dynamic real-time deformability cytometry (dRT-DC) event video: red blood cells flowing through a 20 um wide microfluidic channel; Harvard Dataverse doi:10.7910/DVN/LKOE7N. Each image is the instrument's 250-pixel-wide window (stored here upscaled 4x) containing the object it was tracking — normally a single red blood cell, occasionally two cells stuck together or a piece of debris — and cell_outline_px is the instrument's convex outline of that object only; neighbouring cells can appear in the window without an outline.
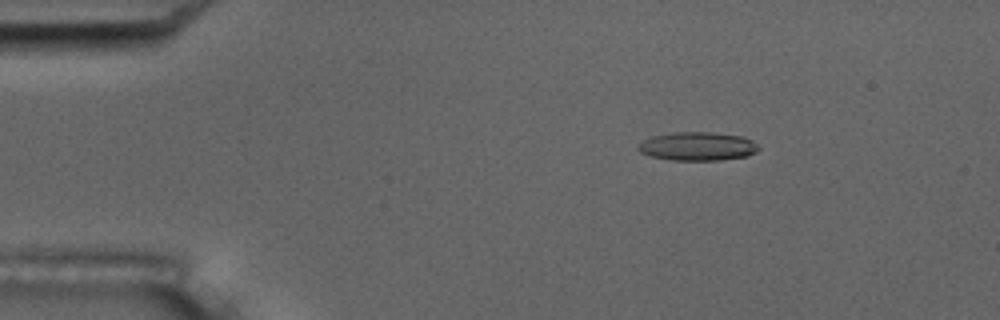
{"species": "common noctule bat (a hibernating species)", "species_latin": "Nyctalus noctula", "temperature_condition": "room temperature", "stored_images_in_passage": 5, "camera_frame_rate_fps": 3000, "um_per_image_px": 0.085, "animal": {"sex": "male", "body_mass_g": 17.5, "forearm_length_mm": 52.3}, "frame": {"image": 1, "passage_image": 3, "time_ms": 2.333, "image_size_px": [1000, 320], "cell_outline_px": [[760, 148], [756, 152], [748, 156], [720, 160], [672, 160], [652, 156], [640, 152], [636, 148], [636, 144], [652, 136], [672, 132], [712, 132], [744, 136], [752, 140]], "centroid_in_image_um": [59.29, 12.43], "position_along_channel_um": 25.7, "area_um2": 20.23}}